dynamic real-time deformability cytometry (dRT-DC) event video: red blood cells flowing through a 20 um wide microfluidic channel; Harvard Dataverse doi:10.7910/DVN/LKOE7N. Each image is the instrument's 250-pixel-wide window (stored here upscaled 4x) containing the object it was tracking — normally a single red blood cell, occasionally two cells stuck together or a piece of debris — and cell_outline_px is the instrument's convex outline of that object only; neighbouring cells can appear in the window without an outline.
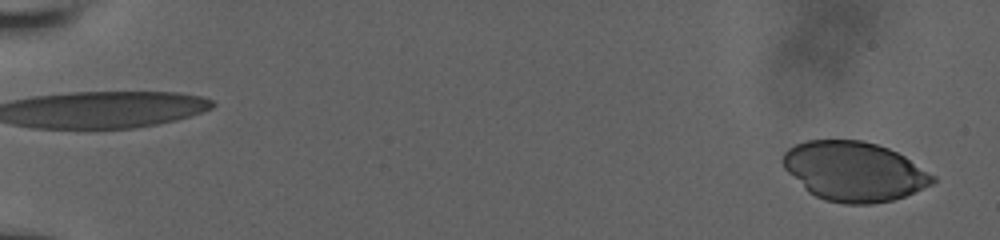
{"species": "human", "species_latin": "Homo sapiens", "temperature_condition": "room temperature", "stored_images_in_passage": 53, "camera_frame_rate_fps": 3000, "um_per_image_px": 0.085, "donor": {"sex": "male"}, "frame": {"image": 1, "passage_image": 4, "time_ms": 0.667, "image_size_px": [1000, 240], "cell_outline_px": [[936, 180], [932, 184], [904, 196], [892, 200], [872, 204], [844, 204], [824, 200], [808, 192], [784, 168], [780, 160], [784, 152], [788, 148], [796, 144], [808, 140], [864, 140], [888, 148], [904, 156], [936, 176]], "centroid_in_image_um": [72.58, 14.57], "position_along_channel_um": 12.4, "area_um2": 51.96}}
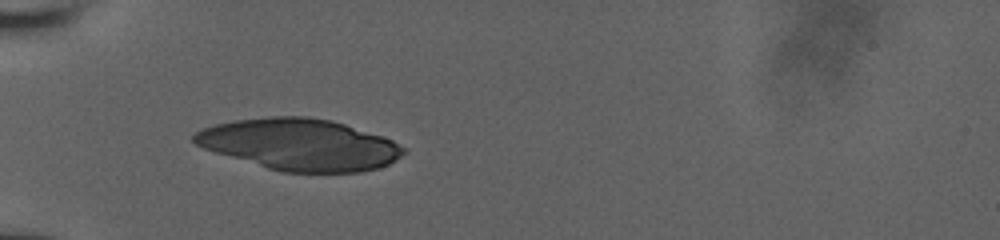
{"frame": {"image": 2, "passage_image": 23, "time_ms": 6.333, "image_size_px": [1000, 240], "cell_outline_px": [[408, 152], [388, 164], [380, 168], [360, 172], [280, 172], [216, 152], [204, 148], [196, 144], [192, 140], [192, 136], [196, 132], [204, 128], [216, 124], [236, 120], [268, 116], [308, 116], [332, 120], [392, 140], [408, 148]], "centroid_in_image_um": [25.51, 12.28], "position_along_channel_um": 59.5, "area_um2": 62.66}}